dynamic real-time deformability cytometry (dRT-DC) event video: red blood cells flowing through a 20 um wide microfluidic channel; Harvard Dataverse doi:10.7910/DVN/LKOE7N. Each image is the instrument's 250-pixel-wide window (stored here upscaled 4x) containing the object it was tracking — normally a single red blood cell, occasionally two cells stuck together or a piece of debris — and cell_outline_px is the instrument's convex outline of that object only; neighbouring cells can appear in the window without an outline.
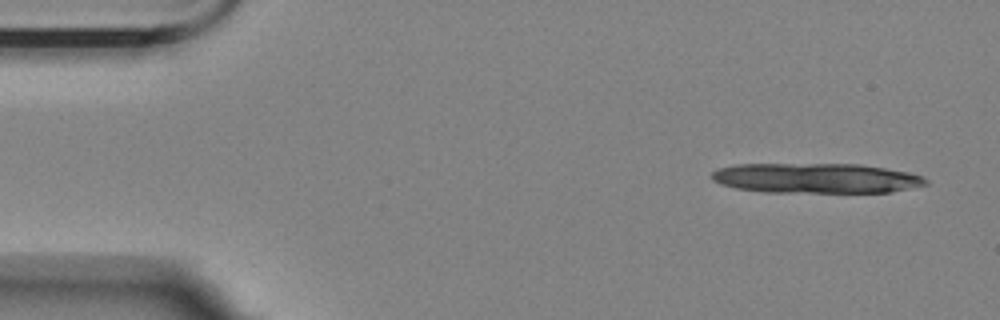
{"species": "Egyptian fruit bat (a non-hibernating species)", "species_latin": "Rousettus aegyptiacus", "temperature_condition": "room temperature", "stored_images_in_passage": 11, "camera_frame_rate_fps": 3000, "um_per_image_px": 0.085, "animal": {"sex": "female"}, "frame": {"image": 1, "passage_image": 1, "time_ms": 0.0, "image_size_px": [1000, 320], "cell_outline_px": [[928, 184], [892, 192], [764, 192], [736, 188], [720, 184], [712, 180], [712, 172], [716, 168], [736, 164], [856, 164], [884, 168], [908, 172], [924, 176], [928, 180]], "centroid_in_image_um": [69.35, 15.14], "position_along_channel_um": 15.7, "area_um2": 37.51}}